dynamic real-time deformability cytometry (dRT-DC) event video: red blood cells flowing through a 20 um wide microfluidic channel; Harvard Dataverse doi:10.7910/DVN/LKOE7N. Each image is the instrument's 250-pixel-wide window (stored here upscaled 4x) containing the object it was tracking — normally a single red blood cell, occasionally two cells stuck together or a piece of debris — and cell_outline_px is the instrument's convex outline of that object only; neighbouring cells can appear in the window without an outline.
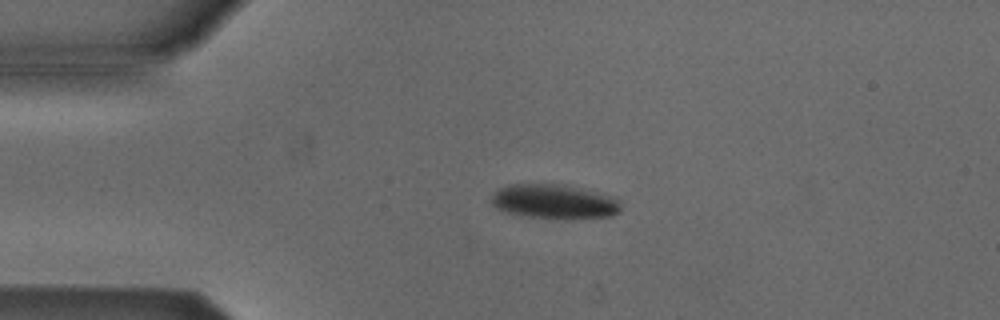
{"species": "Egyptian fruit bat (a non-hibernating species)", "species_latin": "Rousettus aegyptiacus", "temperature_condition": "cold", "stored_images_in_passage": 3, "camera_frame_rate_fps": 3000, "um_per_image_px": 0.085, "animal": {"sex": "male"}, "frame": {"image": 1, "passage_image": 3, "time_ms": 2.333, "image_size_px": [1000, 320], "cell_outline_px": [[620, 212], [612, 216], [568, 220], [520, 216], [496, 208], [488, 200], [500, 188], [508, 184], [564, 184], [580, 188], [608, 196], [616, 200], [620, 204]], "centroid_in_image_um": [47.07, 17.16], "position_along_channel_um": 37.9, "area_um2": 26.18}}